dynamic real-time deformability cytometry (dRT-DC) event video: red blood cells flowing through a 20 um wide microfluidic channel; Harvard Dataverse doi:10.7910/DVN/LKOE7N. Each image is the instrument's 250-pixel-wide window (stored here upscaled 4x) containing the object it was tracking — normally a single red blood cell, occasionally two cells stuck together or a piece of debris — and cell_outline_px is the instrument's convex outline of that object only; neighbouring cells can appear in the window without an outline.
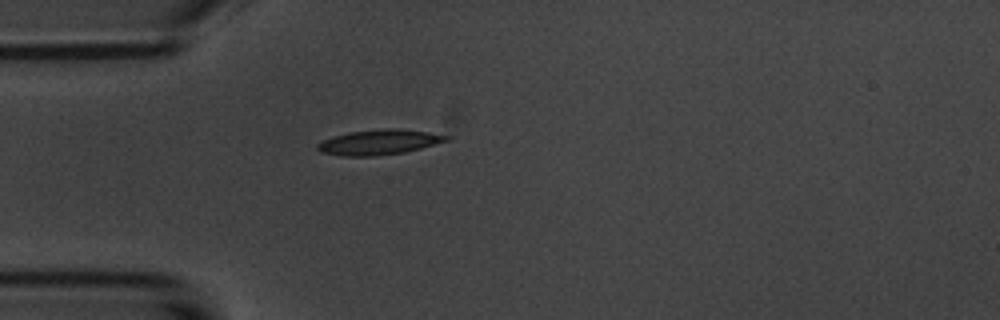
{"species": "common noctule bat (a hibernating species)", "species_latin": "Nyctalus noctula", "temperature_condition": "room temperature", "stored_images_in_passage": 1, "camera_frame_rate_fps": 3000, "um_per_image_px": 0.085, "animal": {"sex": "male", "body_mass_g": 20.1, "forearm_length_mm": 53.5}, "frame": {"image": 1, "passage_image": 1, "time_ms": 0.0, "image_size_px": [1000, 320], "cell_outline_px": [[452, 136], [448, 140], [420, 148], [404, 152], [372, 156], [340, 156], [320, 152], [316, 148], [316, 144], [332, 136], [352, 132], [388, 128], [400, 128], [428, 132]], "centroid_in_image_um": [32.2, 12.08], "position_along_channel_um": 52.8, "area_um2": 18.73}}